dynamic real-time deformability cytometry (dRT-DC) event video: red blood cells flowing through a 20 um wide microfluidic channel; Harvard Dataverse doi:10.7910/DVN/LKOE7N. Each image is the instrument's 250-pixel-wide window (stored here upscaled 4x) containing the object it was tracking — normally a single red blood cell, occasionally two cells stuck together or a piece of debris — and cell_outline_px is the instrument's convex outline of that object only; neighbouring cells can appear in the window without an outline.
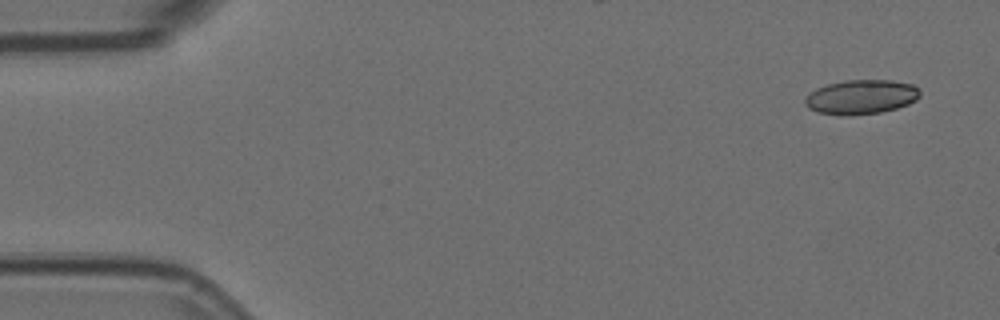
{"species": "Egyptian fruit bat (a non-hibernating species)", "species_latin": "Rousettus aegyptiacus", "temperature_condition": "room temperature", "stored_images_in_passage": 4, "camera_frame_rate_fps": 3000, "um_per_image_px": 0.085, "animal": {"sex": "female"}, "frame": {"image": 1, "passage_image": 1, "time_ms": 0.0, "image_size_px": [1000, 320], "cell_outline_px": [[920, 96], [916, 100], [908, 104], [896, 108], [880, 112], [848, 116], [816, 112], [808, 108], [804, 104], [804, 100], [816, 88], [828, 84], [844, 80], [892, 80], [912, 84], [920, 88]], "centroid_in_image_um": [73.21, 8.24], "position_along_channel_um": 11.8, "area_um2": 23.12}}